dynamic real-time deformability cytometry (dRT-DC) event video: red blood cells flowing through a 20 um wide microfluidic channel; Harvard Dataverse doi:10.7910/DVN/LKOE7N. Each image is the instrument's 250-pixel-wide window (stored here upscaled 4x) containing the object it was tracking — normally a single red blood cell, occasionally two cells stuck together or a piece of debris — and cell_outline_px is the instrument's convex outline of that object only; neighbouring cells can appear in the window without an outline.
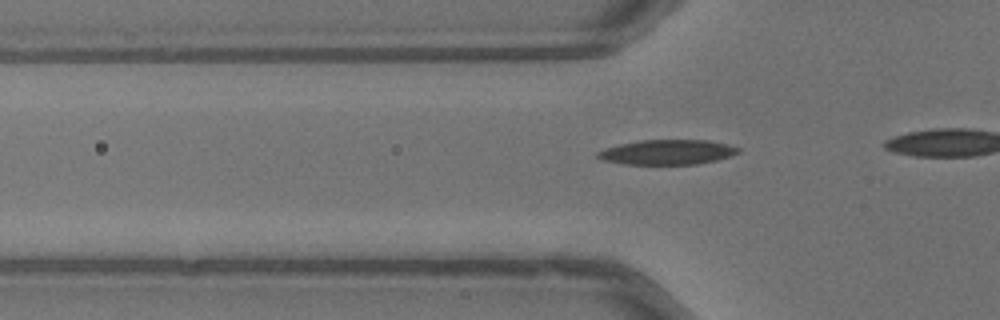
{"species": "common noctule bat (a hibernating species)", "species_latin": "Nyctalus noctula", "temperature_condition": "warm", "stored_images_in_passage": 11, "camera_frame_rate_fps": 3000, "um_per_image_px": 0.085, "animal": {"sex": "male", "body_mass_g": 13.3}, "frame": {"image": 1, "passage_image": 5, "time_ms": 1.333, "image_size_px": [1000, 320], "cell_outline_px": [[740, 152], [716, 160], [696, 164], [624, 164], [600, 160], [596, 156], [596, 152], [604, 148], [620, 144], [640, 140], [708, 140], [728, 144], [740, 148]], "centroid_in_image_um": [56.68, 12.93], "position_along_channel_um": 69.1, "area_um2": 20.4}}